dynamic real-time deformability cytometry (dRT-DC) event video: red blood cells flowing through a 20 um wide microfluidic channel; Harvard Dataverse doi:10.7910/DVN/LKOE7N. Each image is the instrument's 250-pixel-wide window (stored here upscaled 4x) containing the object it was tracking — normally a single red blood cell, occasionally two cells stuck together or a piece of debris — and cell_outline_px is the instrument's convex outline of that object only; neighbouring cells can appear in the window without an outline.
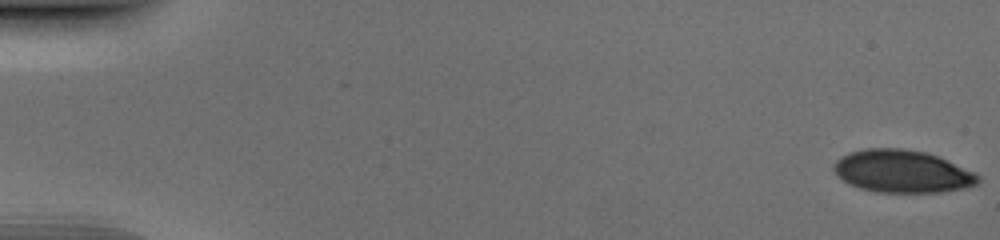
{"species": "human", "species_latin": "Homo sapiens", "temperature_condition": "cold", "stored_images_in_passage": 52, "camera_frame_rate_fps": 3000, "um_per_image_px": 0.085, "donor": {"sex": "male"}, "frame": {"image": 1, "passage_image": 1, "time_ms": 0.0, "image_size_px": [1000, 240], "cell_outline_px": [[980, 180], [976, 184], [964, 188], [940, 192], [876, 192], [860, 188], [848, 184], [832, 168], [836, 160], [852, 152], [864, 148], [904, 148], [924, 152], [936, 156], [976, 172], [980, 176]], "centroid_in_image_um": [76.71, 14.57], "position_along_channel_um": 8.3, "area_um2": 35.55}}
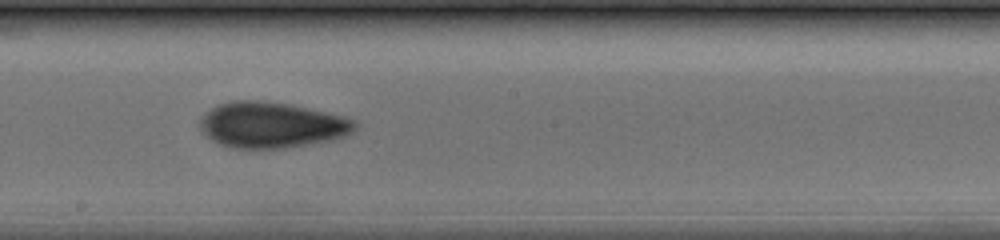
{"frame": {"image": 2, "passage_image": 30, "time_ms": 9.667, "image_size_px": [1000, 240], "cell_outline_px": [[356, 128], [348, 136], [332, 140], [284, 148], [232, 148], [220, 144], [212, 140], [200, 128], [200, 116], [204, 112], [216, 104], [232, 100], [260, 100], [292, 104], [328, 112], [344, 116], [356, 120]], "centroid_in_image_um": [23.09, 10.6], "position_along_channel_um": 225.1, "area_um2": 41.85}}
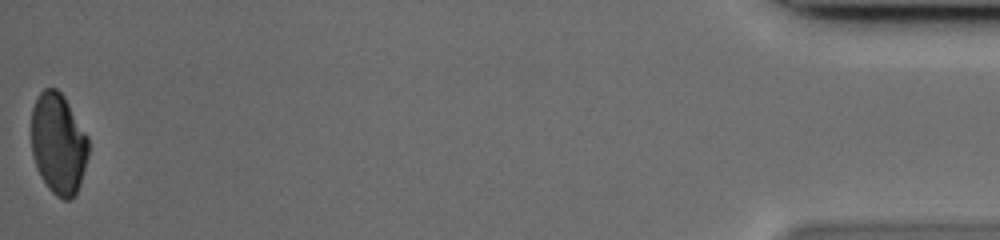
{"frame": {"image": 3, "passage_image": 52, "time_ms": 17.0, "image_size_px": [1000, 240], "cell_outline_px": [[88, 156], [80, 184], [76, 192], [68, 200], [64, 200], [56, 196], [48, 188], [40, 176], [36, 168], [32, 156], [32, 108], [40, 92], [44, 88], [56, 88], [64, 96], [88, 136]], "centroid_in_image_um": [4.95, 12.21], "position_along_channel_um": 430.2, "area_um2": 33.64}}